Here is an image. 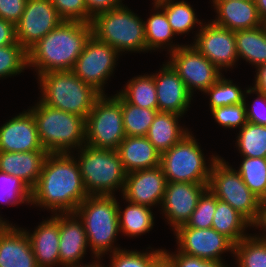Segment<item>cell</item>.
<instances>
[{
  "mask_svg": "<svg viewBox=\"0 0 266 267\" xmlns=\"http://www.w3.org/2000/svg\"><path fill=\"white\" fill-rule=\"evenodd\" d=\"M75 154L49 153L37 184L31 190V204L56 213H73L88 197Z\"/></svg>",
  "mask_w": 266,
  "mask_h": 267,
  "instance_id": "cell-1",
  "label": "cell"
},
{
  "mask_svg": "<svg viewBox=\"0 0 266 267\" xmlns=\"http://www.w3.org/2000/svg\"><path fill=\"white\" fill-rule=\"evenodd\" d=\"M93 35L91 24L63 21L27 51L28 67L37 76L50 71L72 70Z\"/></svg>",
  "mask_w": 266,
  "mask_h": 267,
  "instance_id": "cell-2",
  "label": "cell"
},
{
  "mask_svg": "<svg viewBox=\"0 0 266 267\" xmlns=\"http://www.w3.org/2000/svg\"><path fill=\"white\" fill-rule=\"evenodd\" d=\"M114 195H89L75 211L85 227L88 246L95 259L107 252L121 250L115 246L119 234L118 201ZM115 246V247H114Z\"/></svg>",
  "mask_w": 266,
  "mask_h": 267,
  "instance_id": "cell-3",
  "label": "cell"
},
{
  "mask_svg": "<svg viewBox=\"0 0 266 267\" xmlns=\"http://www.w3.org/2000/svg\"><path fill=\"white\" fill-rule=\"evenodd\" d=\"M38 101L28 110L36 121L40 143L48 153H73L85 145V118Z\"/></svg>",
  "mask_w": 266,
  "mask_h": 267,
  "instance_id": "cell-4",
  "label": "cell"
},
{
  "mask_svg": "<svg viewBox=\"0 0 266 267\" xmlns=\"http://www.w3.org/2000/svg\"><path fill=\"white\" fill-rule=\"evenodd\" d=\"M37 77L42 103L85 119L102 95L72 70L50 71Z\"/></svg>",
  "mask_w": 266,
  "mask_h": 267,
  "instance_id": "cell-5",
  "label": "cell"
},
{
  "mask_svg": "<svg viewBox=\"0 0 266 267\" xmlns=\"http://www.w3.org/2000/svg\"><path fill=\"white\" fill-rule=\"evenodd\" d=\"M76 158L88 195H115L123 192L127 172L117 150L98 149L84 145Z\"/></svg>",
  "mask_w": 266,
  "mask_h": 267,
  "instance_id": "cell-6",
  "label": "cell"
},
{
  "mask_svg": "<svg viewBox=\"0 0 266 267\" xmlns=\"http://www.w3.org/2000/svg\"><path fill=\"white\" fill-rule=\"evenodd\" d=\"M91 25L93 36L120 54L146 52L144 21L125 5L97 14Z\"/></svg>",
  "mask_w": 266,
  "mask_h": 267,
  "instance_id": "cell-7",
  "label": "cell"
},
{
  "mask_svg": "<svg viewBox=\"0 0 266 267\" xmlns=\"http://www.w3.org/2000/svg\"><path fill=\"white\" fill-rule=\"evenodd\" d=\"M204 153L192 132L161 154L160 166L167 182L209 183L211 167L219 157L206 163ZM210 163V164H209Z\"/></svg>",
  "mask_w": 266,
  "mask_h": 267,
  "instance_id": "cell-8",
  "label": "cell"
},
{
  "mask_svg": "<svg viewBox=\"0 0 266 267\" xmlns=\"http://www.w3.org/2000/svg\"><path fill=\"white\" fill-rule=\"evenodd\" d=\"M102 94L85 119V144L93 148L117 150L126 137L122 118V96Z\"/></svg>",
  "mask_w": 266,
  "mask_h": 267,
  "instance_id": "cell-9",
  "label": "cell"
},
{
  "mask_svg": "<svg viewBox=\"0 0 266 267\" xmlns=\"http://www.w3.org/2000/svg\"><path fill=\"white\" fill-rule=\"evenodd\" d=\"M219 156L210 172L208 189L219 200L231 205L252 225L259 217L262 200L243 182L241 175Z\"/></svg>",
  "mask_w": 266,
  "mask_h": 267,
  "instance_id": "cell-10",
  "label": "cell"
},
{
  "mask_svg": "<svg viewBox=\"0 0 266 267\" xmlns=\"http://www.w3.org/2000/svg\"><path fill=\"white\" fill-rule=\"evenodd\" d=\"M119 55L120 53L111 45L99 41L92 35L72 71L84 83L105 94L104 86L114 72Z\"/></svg>",
  "mask_w": 266,
  "mask_h": 267,
  "instance_id": "cell-11",
  "label": "cell"
},
{
  "mask_svg": "<svg viewBox=\"0 0 266 267\" xmlns=\"http://www.w3.org/2000/svg\"><path fill=\"white\" fill-rule=\"evenodd\" d=\"M169 55L168 63L178 73L192 95L194 89L204 93L223 75L192 44H184L177 50L170 52Z\"/></svg>",
  "mask_w": 266,
  "mask_h": 267,
  "instance_id": "cell-12",
  "label": "cell"
},
{
  "mask_svg": "<svg viewBox=\"0 0 266 267\" xmlns=\"http://www.w3.org/2000/svg\"><path fill=\"white\" fill-rule=\"evenodd\" d=\"M63 21L51 0H27L15 25L17 42L28 51Z\"/></svg>",
  "mask_w": 266,
  "mask_h": 267,
  "instance_id": "cell-13",
  "label": "cell"
},
{
  "mask_svg": "<svg viewBox=\"0 0 266 267\" xmlns=\"http://www.w3.org/2000/svg\"><path fill=\"white\" fill-rule=\"evenodd\" d=\"M199 28L192 46L221 72L233 68L239 60L235 32L219 26L211 20L207 23L204 22Z\"/></svg>",
  "mask_w": 266,
  "mask_h": 267,
  "instance_id": "cell-14",
  "label": "cell"
},
{
  "mask_svg": "<svg viewBox=\"0 0 266 267\" xmlns=\"http://www.w3.org/2000/svg\"><path fill=\"white\" fill-rule=\"evenodd\" d=\"M179 252L212 261H223L224 252L234 254V243L213 228L196 229L182 225L174 231Z\"/></svg>",
  "mask_w": 266,
  "mask_h": 267,
  "instance_id": "cell-15",
  "label": "cell"
},
{
  "mask_svg": "<svg viewBox=\"0 0 266 267\" xmlns=\"http://www.w3.org/2000/svg\"><path fill=\"white\" fill-rule=\"evenodd\" d=\"M209 183L167 182L161 203L163 216L175 231L186 225Z\"/></svg>",
  "mask_w": 266,
  "mask_h": 267,
  "instance_id": "cell-16",
  "label": "cell"
},
{
  "mask_svg": "<svg viewBox=\"0 0 266 267\" xmlns=\"http://www.w3.org/2000/svg\"><path fill=\"white\" fill-rule=\"evenodd\" d=\"M166 177L161 166L127 173L123 199L148 207L161 206L166 189Z\"/></svg>",
  "mask_w": 266,
  "mask_h": 267,
  "instance_id": "cell-17",
  "label": "cell"
},
{
  "mask_svg": "<svg viewBox=\"0 0 266 267\" xmlns=\"http://www.w3.org/2000/svg\"><path fill=\"white\" fill-rule=\"evenodd\" d=\"M152 75L155 81L158 111L183 116L188 111L193 95L178 73L165 62L159 72Z\"/></svg>",
  "mask_w": 266,
  "mask_h": 267,
  "instance_id": "cell-18",
  "label": "cell"
},
{
  "mask_svg": "<svg viewBox=\"0 0 266 267\" xmlns=\"http://www.w3.org/2000/svg\"><path fill=\"white\" fill-rule=\"evenodd\" d=\"M0 151H46L40 143L34 116L28 109L0 126Z\"/></svg>",
  "mask_w": 266,
  "mask_h": 267,
  "instance_id": "cell-19",
  "label": "cell"
},
{
  "mask_svg": "<svg viewBox=\"0 0 266 267\" xmlns=\"http://www.w3.org/2000/svg\"><path fill=\"white\" fill-rule=\"evenodd\" d=\"M59 257L61 267L82 265L88 241L81 219L73 213H59Z\"/></svg>",
  "mask_w": 266,
  "mask_h": 267,
  "instance_id": "cell-20",
  "label": "cell"
},
{
  "mask_svg": "<svg viewBox=\"0 0 266 267\" xmlns=\"http://www.w3.org/2000/svg\"><path fill=\"white\" fill-rule=\"evenodd\" d=\"M216 12L212 22L232 31L254 29L263 25L254 0H212Z\"/></svg>",
  "mask_w": 266,
  "mask_h": 267,
  "instance_id": "cell-21",
  "label": "cell"
},
{
  "mask_svg": "<svg viewBox=\"0 0 266 267\" xmlns=\"http://www.w3.org/2000/svg\"><path fill=\"white\" fill-rule=\"evenodd\" d=\"M0 267H38L24 228L10 224L0 230Z\"/></svg>",
  "mask_w": 266,
  "mask_h": 267,
  "instance_id": "cell-22",
  "label": "cell"
},
{
  "mask_svg": "<svg viewBox=\"0 0 266 267\" xmlns=\"http://www.w3.org/2000/svg\"><path fill=\"white\" fill-rule=\"evenodd\" d=\"M34 252L38 267L60 266L59 257V213L53 214L48 220L40 222L31 233L26 230Z\"/></svg>",
  "mask_w": 266,
  "mask_h": 267,
  "instance_id": "cell-23",
  "label": "cell"
},
{
  "mask_svg": "<svg viewBox=\"0 0 266 267\" xmlns=\"http://www.w3.org/2000/svg\"><path fill=\"white\" fill-rule=\"evenodd\" d=\"M48 154L47 151H0V171L18 177L32 190L37 184Z\"/></svg>",
  "mask_w": 266,
  "mask_h": 267,
  "instance_id": "cell-24",
  "label": "cell"
},
{
  "mask_svg": "<svg viewBox=\"0 0 266 267\" xmlns=\"http://www.w3.org/2000/svg\"><path fill=\"white\" fill-rule=\"evenodd\" d=\"M117 152L127 173L160 165L161 153L146 136H126Z\"/></svg>",
  "mask_w": 266,
  "mask_h": 267,
  "instance_id": "cell-25",
  "label": "cell"
},
{
  "mask_svg": "<svg viewBox=\"0 0 266 267\" xmlns=\"http://www.w3.org/2000/svg\"><path fill=\"white\" fill-rule=\"evenodd\" d=\"M182 117L170 112L158 111L156 114L146 138L161 154L177 144L190 132L188 128L180 126L178 119Z\"/></svg>",
  "mask_w": 266,
  "mask_h": 267,
  "instance_id": "cell-26",
  "label": "cell"
},
{
  "mask_svg": "<svg viewBox=\"0 0 266 267\" xmlns=\"http://www.w3.org/2000/svg\"><path fill=\"white\" fill-rule=\"evenodd\" d=\"M248 227L251 228L252 224L243 215L228 203L216 198V210L212 221L213 229L237 244L250 235L245 232Z\"/></svg>",
  "mask_w": 266,
  "mask_h": 267,
  "instance_id": "cell-27",
  "label": "cell"
},
{
  "mask_svg": "<svg viewBox=\"0 0 266 267\" xmlns=\"http://www.w3.org/2000/svg\"><path fill=\"white\" fill-rule=\"evenodd\" d=\"M152 4L154 5L153 9L157 11L144 21L146 52L151 50L156 51L161 48L164 49L165 47L169 49L167 50L169 53L177 50L182 45L172 44L173 42L171 40L175 37V33L168 23L167 15L155 1Z\"/></svg>",
  "mask_w": 266,
  "mask_h": 267,
  "instance_id": "cell-28",
  "label": "cell"
},
{
  "mask_svg": "<svg viewBox=\"0 0 266 267\" xmlns=\"http://www.w3.org/2000/svg\"><path fill=\"white\" fill-rule=\"evenodd\" d=\"M238 58L257 68L266 63V29L261 25L254 29L235 31Z\"/></svg>",
  "mask_w": 266,
  "mask_h": 267,
  "instance_id": "cell-29",
  "label": "cell"
},
{
  "mask_svg": "<svg viewBox=\"0 0 266 267\" xmlns=\"http://www.w3.org/2000/svg\"><path fill=\"white\" fill-rule=\"evenodd\" d=\"M121 210L118 202L119 230L124 236L136 237L145 234L154 226V216L151 207L131 203Z\"/></svg>",
  "mask_w": 266,
  "mask_h": 267,
  "instance_id": "cell-30",
  "label": "cell"
},
{
  "mask_svg": "<svg viewBox=\"0 0 266 267\" xmlns=\"http://www.w3.org/2000/svg\"><path fill=\"white\" fill-rule=\"evenodd\" d=\"M155 2L164 10L175 35L188 34L195 28V25L202 26L203 24L197 18L192 6L184 0H157Z\"/></svg>",
  "mask_w": 266,
  "mask_h": 267,
  "instance_id": "cell-31",
  "label": "cell"
},
{
  "mask_svg": "<svg viewBox=\"0 0 266 267\" xmlns=\"http://www.w3.org/2000/svg\"><path fill=\"white\" fill-rule=\"evenodd\" d=\"M118 93L132 105L158 109L155 81L151 74L133 77Z\"/></svg>",
  "mask_w": 266,
  "mask_h": 267,
  "instance_id": "cell-32",
  "label": "cell"
},
{
  "mask_svg": "<svg viewBox=\"0 0 266 267\" xmlns=\"http://www.w3.org/2000/svg\"><path fill=\"white\" fill-rule=\"evenodd\" d=\"M237 135L236 147L242 157L266 158V126L247 122Z\"/></svg>",
  "mask_w": 266,
  "mask_h": 267,
  "instance_id": "cell-33",
  "label": "cell"
},
{
  "mask_svg": "<svg viewBox=\"0 0 266 267\" xmlns=\"http://www.w3.org/2000/svg\"><path fill=\"white\" fill-rule=\"evenodd\" d=\"M158 109L142 108L122 97V118L126 136H146Z\"/></svg>",
  "mask_w": 266,
  "mask_h": 267,
  "instance_id": "cell-34",
  "label": "cell"
},
{
  "mask_svg": "<svg viewBox=\"0 0 266 267\" xmlns=\"http://www.w3.org/2000/svg\"><path fill=\"white\" fill-rule=\"evenodd\" d=\"M233 255L238 267H266V241L250 234L234 245Z\"/></svg>",
  "mask_w": 266,
  "mask_h": 267,
  "instance_id": "cell-35",
  "label": "cell"
},
{
  "mask_svg": "<svg viewBox=\"0 0 266 267\" xmlns=\"http://www.w3.org/2000/svg\"><path fill=\"white\" fill-rule=\"evenodd\" d=\"M236 171L258 198L266 200V158L243 157Z\"/></svg>",
  "mask_w": 266,
  "mask_h": 267,
  "instance_id": "cell-36",
  "label": "cell"
},
{
  "mask_svg": "<svg viewBox=\"0 0 266 267\" xmlns=\"http://www.w3.org/2000/svg\"><path fill=\"white\" fill-rule=\"evenodd\" d=\"M223 76L204 92L210 96V111L217 107L244 103L246 90L243 91L240 86Z\"/></svg>",
  "mask_w": 266,
  "mask_h": 267,
  "instance_id": "cell-37",
  "label": "cell"
},
{
  "mask_svg": "<svg viewBox=\"0 0 266 267\" xmlns=\"http://www.w3.org/2000/svg\"><path fill=\"white\" fill-rule=\"evenodd\" d=\"M0 203L31 204V189L18 177L0 171Z\"/></svg>",
  "mask_w": 266,
  "mask_h": 267,
  "instance_id": "cell-38",
  "label": "cell"
},
{
  "mask_svg": "<svg viewBox=\"0 0 266 267\" xmlns=\"http://www.w3.org/2000/svg\"><path fill=\"white\" fill-rule=\"evenodd\" d=\"M151 249L149 252L126 250L125 248L115 251L110 256L109 267H153L156 260L163 254V249ZM107 266V267H108Z\"/></svg>",
  "mask_w": 266,
  "mask_h": 267,
  "instance_id": "cell-39",
  "label": "cell"
},
{
  "mask_svg": "<svg viewBox=\"0 0 266 267\" xmlns=\"http://www.w3.org/2000/svg\"><path fill=\"white\" fill-rule=\"evenodd\" d=\"M26 68L28 54L18 42L0 47V79L19 75Z\"/></svg>",
  "mask_w": 266,
  "mask_h": 267,
  "instance_id": "cell-40",
  "label": "cell"
},
{
  "mask_svg": "<svg viewBox=\"0 0 266 267\" xmlns=\"http://www.w3.org/2000/svg\"><path fill=\"white\" fill-rule=\"evenodd\" d=\"M216 210V197L207 189L199 198L197 207L191 214L186 227L196 229L212 228V221Z\"/></svg>",
  "mask_w": 266,
  "mask_h": 267,
  "instance_id": "cell-41",
  "label": "cell"
},
{
  "mask_svg": "<svg viewBox=\"0 0 266 267\" xmlns=\"http://www.w3.org/2000/svg\"><path fill=\"white\" fill-rule=\"evenodd\" d=\"M215 121L224 128L240 130L247 123L245 104H234L217 107L211 110Z\"/></svg>",
  "mask_w": 266,
  "mask_h": 267,
  "instance_id": "cell-42",
  "label": "cell"
},
{
  "mask_svg": "<svg viewBox=\"0 0 266 267\" xmlns=\"http://www.w3.org/2000/svg\"><path fill=\"white\" fill-rule=\"evenodd\" d=\"M64 21L88 23V11L84 0H51Z\"/></svg>",
  "mask_w": 266,
  "mask_h": 267,
  "instance_id": "cell-43",
  "label": "cell"
},
{
  "mask_svg": "<svg viewBox=\"0 0 266 267\" xmlns=\"http://www.w3.org/2000/svg\"><path fill=\"white\" fill-rule=\"evenodd\" d=\"M255 93L257 95L256 99L252 102L250 106L246 103L247 94ZM245 110L247 115V122L266 126V94L259 92L253 87L246 88V93L244 97Z\"/></svg>",
  "mask_w": 266,
  "mask_h": 267,
  "instance_id": "cell-44",
  "label": "cell"
},
{
  "mask_svg": "<svg viewBox=\"0 0 266 267\" xmlns=\"http://www.w3.org/2000/svg\"><path fill=\"white\" fill-rule=\"evenodd\" d=\"M176 251L174 254L163 249V253L173 262L175 267H229V265L224 264V261L205 260Z\"/></svg>",
  "mask_w": 266,
  "mask_h": 267,
  "instance_id": "cell-45",
  "label": "cell"
},
{
  "mask_svg": "<svg viewBox=\"0 0 266 267\" xmlns=\"http://www.w3.org/2000/svg\"><path fill=\"white\" fill-rule=\"evenodd\" d=\"M27 0H0V18L16 23L20 20Z\"/></svg>",
  "mask_w": 266,
  "mask_h": 267,
  "instance_id": "cell-46",
  "label": "cell"
},
{
  "mask_svg": "<svg viewBox=\"0 0 266 267\" xmlns=\"http://www.w3.org/2000/svg\"><path fill=\"white\" fill-rule=\"evenodd\" d=\"M88 11V24L99 13L112 10L123 5L122 0H84Z\"/></svg>",
  "mask_w": 266,
  "mask_h": 267,
  "instance_id": "cell-47",
  "label": "cell"
},
{
  "mask_svg": "<svg viewBox=\"0 0 266 267\" xmlns=\"http://www.w3.org/2000/svg\"><path fill=\"white\" fill-rule=\"evenodd\" d=\"M17 43L15 24L0 18V47Z\"/></svg>",
  "mask_w": 266,
  "mask_h": 267,
  "instance_id": "cell-48",
  "label": "cell"
},
{
  "mask_svg": "<svg viewBox=\"0 0 266 267\" xmlns=\"http://www.w3.org/2000/svg\"><path fill=\"white\" fill-rule=\"evenodd\" d=\"M256 76H255V84L253 86L254 89L258 90L266 94V63L259 65L256 68Z\"/></svg>",
  "mask_w": 266,
  "mask_h": 267,
  "instance_id": "cell-49",
  "label": "cell"
},
{
  "mask_svg": "<svg viewBox=\"0 0 266 267\" xmlns=\"http://www.w3.org/2000/svg\"><path fill=\"white\" fill-rule=\"evenodd\" d=\"M252 227L260 228L263 230V234L261 235H256L259 239L266 241V200H263L261 202V208L259 211V217L257 221L252 225Z\"/></svg>",
  "mask_w": 266,
  "mask_h": 267,
  "instance_id": "cell-50",
  "label": "cell"
},
{
  "mask_svg": "<svg viewBox=\"0 0 266 267\" xmlns=\"http://www.w3.org/2000/svg\"><path fill=\"white\" fill-rule=\"evenodd\" d=\"M153 267H175L173 262L163 253L155 262Z\"/></svg>",
  "mask_w": 266,
  "mask_h": 267,
  "instance_id": "cell-51",
  "label": "cell"
},
{
  "mask_svg": "<svg viewBox=\"0 0 266 267\" xmlns=\"http://www.w3.org/2000/svg\"><path fill=\"white\" fill-rule=\"evenodd\" d=\"M259 17L262 21L266 20V0H254Z\"/></svg>",
  "mask_w": 266,
  "mask_h": 267,
  "instance_id": "cell-52",
  "label": "cell"
},
{
  "mask_svg": "<svg viewBox=\"0 0 266 267\" xmlns=\"http://www.w3.org/2000/svg\"><path fill=\"white\" fill-rule=\"evenodd\" d=\"M96 260V261H95ZM102 260L101 258H96L94 259V262H92L91 264L88 263L87 264H82V265H74V266H67V267H107L104 264L102 265Z\"/></svg>",
  "mask_w": 266,
  "mask_h": 267,
  "instance_id": "cell-53",
  "label": "cell"
},
{
  "mask_svg": "<svg viewBox=\"0 0 266 267\" xmlns=\"http://www.w3.org/2000/svg\"><path fill=\"white\" fill-rule=\"evenodd\" d=\"M10 224L11 223H9V221L8 222L7 220L5 221L3 217L0 216V230L8 227Z\"/></svg>",
  "mask_w": 266,
  "mask_h": 267,
  "instance_id": "cell-54",
  "label": "cell"
},
{
  "mask_svg": "<svg viewBox=\"0 0 266 267\" xmlns=\"http://www.w3.org/2000/svg\"><path fill=\"white\" fill-rule=\"evenodd\" d=\"M263 25H264V27L266 29V20L263 21Z\"/></svg>",
  "mask_w": 266,
  "mask_h": 267,
  "instance_id": "cell-55",
  "label": "cell"
}]
</instances>
